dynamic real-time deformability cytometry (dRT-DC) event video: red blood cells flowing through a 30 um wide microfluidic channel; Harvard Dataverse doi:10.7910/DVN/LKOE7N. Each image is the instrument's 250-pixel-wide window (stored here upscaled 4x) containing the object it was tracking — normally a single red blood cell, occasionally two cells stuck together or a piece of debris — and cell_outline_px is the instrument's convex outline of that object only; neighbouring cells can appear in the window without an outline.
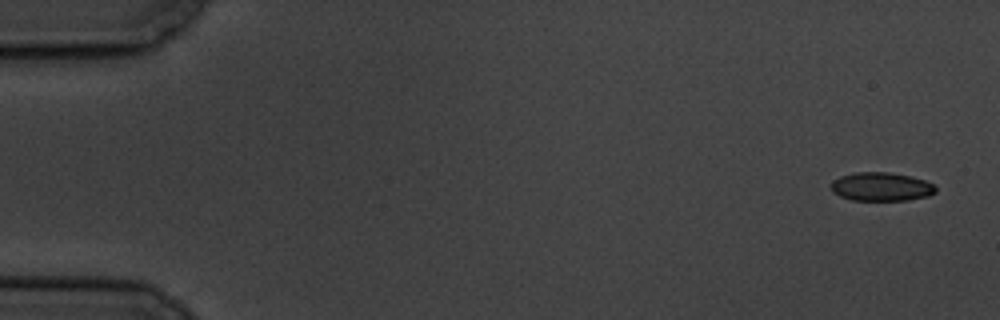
{"species": "common noctule bat (a hibernating species)", "species_latin": "Nyctalus noctula", "temperature_condition": "cold", "stored_images_in_passage": 10, "camera_frame_rate_fps": 3000, "um_per_image_px": 0.085, "animal": {"sex": "male", "body_mass_g": 19.5, "forearm_length_mm": 54.6}, "frame": {"image": 1, "passage_image": 1, "time_ms": 0.0, "image_size_px": [1000, 320], "cell_outline_px": [[936, 192], [928, 196], [908, 200], [852, 200], [840, 196], [832, 192], [832, 180], [840, 176], [856, 172], [888, 172], [912, 176], [924, 180], [932, 184], [936, 188]], "centroid_in_image_um": [74.9, 15.87], "position_along_channel_um": 10.1, "area_um2": 17.46}}
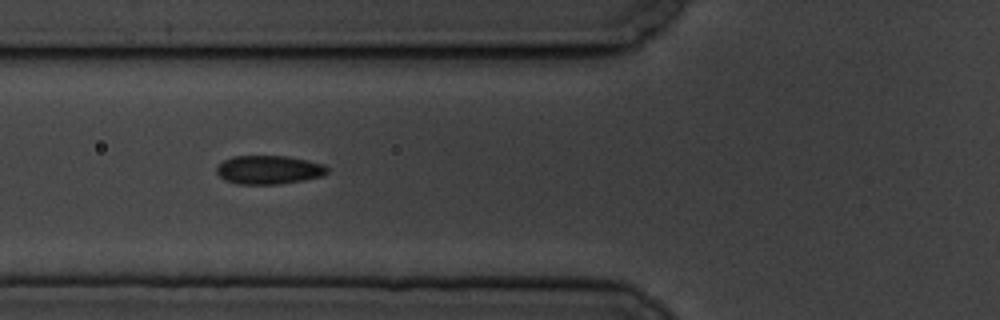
{"frame": {"image": 2, "passage_image": 6, "time_ms": 6.667, "image_size_px": [1000, 320], "cell_outline_px": [[328, 172], [324, 176], [304, 180], [280, 184], [236, 184], [224, 180], [216, 172], [216, 168], [224, 160], [232, 156], [288, 156], [308, 160], [324, 164], [328, 168]], "centroid_in_image_um": [22.87, 14.43], "position_along_channel_um": 102.9, "area_um2": 18.67}}
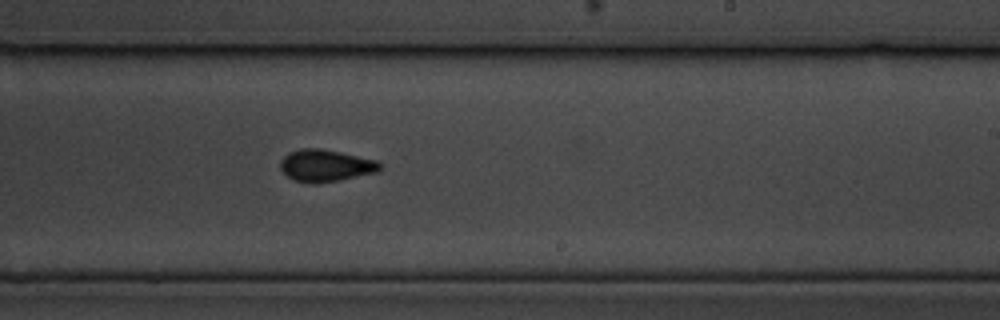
{"frame": {"image": 3, "passage_image": 10, "time_ms": 11.333, "image_size_px": [1000, 320], "cell_outline_px": [[384, 164], [380, 172], [340, 180], [316, 184], [312, 184], [292, 180], [280, 168], [280, 160], [288, 152], [300, 148], [320, 148], [380, 160]], "centroid_in_image_um": [27.74, 14.08], "position_along_channel_um": 261.3, "area_um2": 19.13}}